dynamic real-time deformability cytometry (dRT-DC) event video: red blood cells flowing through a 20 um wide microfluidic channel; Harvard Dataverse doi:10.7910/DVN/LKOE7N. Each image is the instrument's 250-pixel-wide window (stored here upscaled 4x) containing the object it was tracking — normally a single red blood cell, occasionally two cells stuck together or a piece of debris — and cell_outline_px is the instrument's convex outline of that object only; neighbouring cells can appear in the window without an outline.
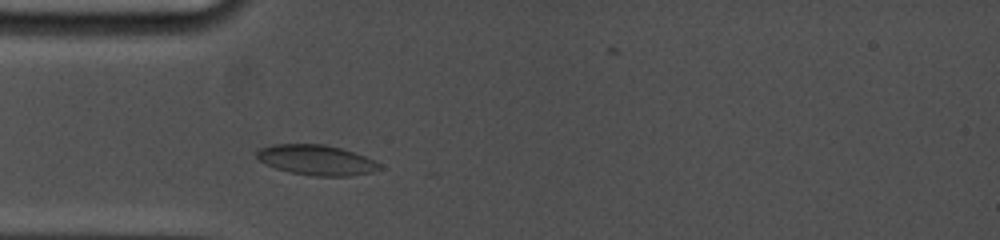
{"species": "common noctule bat (a hibernating species)", "species_latin": "Nyctalus noctula", "temperature_condition": "cold", "stored_images_in_passage": 18, "camera_frame_rate_fps": 5000, "um_per_image_px": 0.085, "animal": {"sex": "female", "body_mass_g": 19.0, "forearm_length_mm": 53.3}, "frame": {"image": 1, "passage_image": 5, "time_ms": 2.0, "image_size_px": [1000, 240], "cell_outline_px": [[384, 168], [372, 172], [348, 176], [316, 176], [292, 172], [276, 168], [260, 160], [256, 156], [256, 152], [260, 148], [272, 144], [324, 144], [340, 148], [376, 160]], "centroid_in_image_um": [26.93, 13.6], "position_along_channel_um": 58.1, "area_um2": 21.44}}
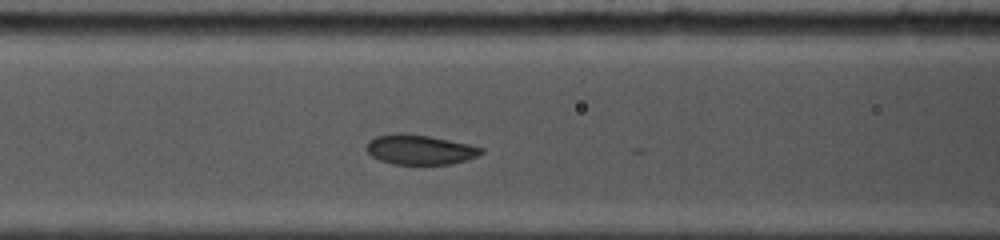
{"frame": {"image": 2, "passage_image": 10, "time_ms": 4.0, "image_size_px": [1000, 240], "cell_outline_px": [[484, 152], [476, 156], [452, 164], [392, 164], [380, 160], [372, 156], [364, 148], [368, 140], [376, 136], [396, 132], [428, 136], [468, 144], [484, 148]], "centroid_in_image_um": [35.64, 12.71], "position_along_channel_um": 131.0, "area_um2": 19.88}}
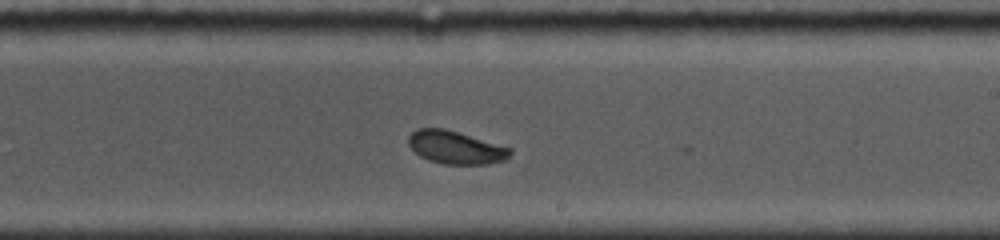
{"frame": {"image": 3, "passage_image": 17, "time_ms": 7.2, "image_size_px": [1000, 240], "cell_outline_px": [[512, 152], [508, 160], [488, 164], [444, 164], [428, 160], [420, 156], [408, 144], [408, 136], [416, 128], [444, 128], [512, 148]], "centroid_in_image_um": [38.75, 12.54], "position_along_channel_um": 250.2, "area_um2": 19.59}}